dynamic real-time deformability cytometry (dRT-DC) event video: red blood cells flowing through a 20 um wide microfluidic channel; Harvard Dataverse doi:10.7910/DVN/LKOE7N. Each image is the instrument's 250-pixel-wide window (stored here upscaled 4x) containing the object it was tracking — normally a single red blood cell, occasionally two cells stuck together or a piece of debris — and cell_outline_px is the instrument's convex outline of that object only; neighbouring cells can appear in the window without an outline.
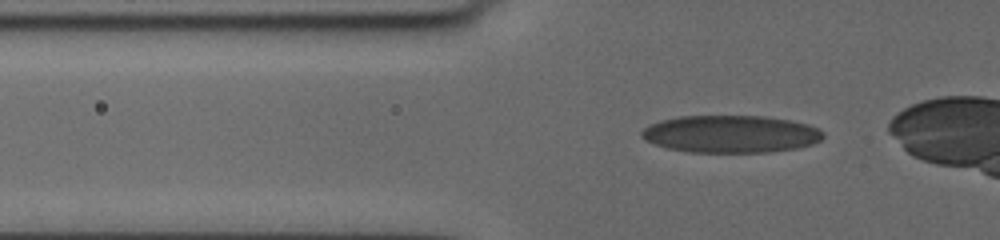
{"species": "human", "species_latin": "Homo sapiens", "temperature_condition": "cold", "stored_images_in_passage": 35, "camera_frame_rate_fps": 3000, "um_per_image_px": 0.085, "donor": {"sex": "female"}, "frame": {"image": 1, "passage_image": 4, "time_ms": 1.0, "image_size_px": [1000, 240], "cell_outline_px": [[824, 136], [820, 140], [812, 144], [796, 148], [768, 152], [688, 152], [668, 148], [644, 140], [640, 136], [640, 132], [644, 128], [660, 120], [680, 116], [764, 116], [788, 120], [808, 124], [820, 128], [824, 132]], "centroid_in_image_um": [62.12, 11.39], "position_along_channel_um": 63.7, "area_um2": 39.59}}
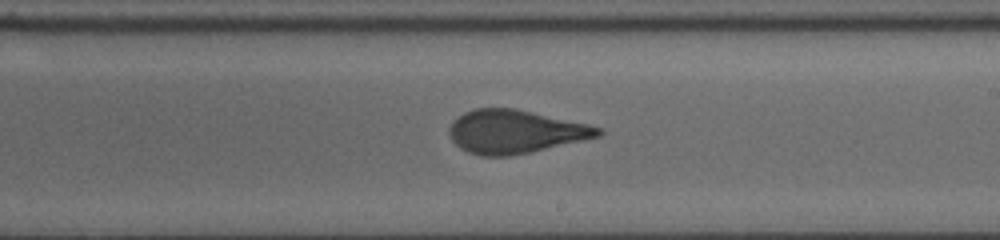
{"frame": {"image": 2, "passage_image": 20, "time_ms": 6.333, "image_size_px": [1000, 240], "cell_outline_px": [[604, 132], [600, 136], [532, 152], [508, 156], [480, 156], [468, 152], [460, 148], [452, 140], [448, 132], [448, 128], [464, 112], [476, 108], [516, 108], [588, 124], [604, 128]], "centroid_in_image_um": [43.81, 11.19], "position_along_channel_um": 245.2, "area_um2": 37.63}}
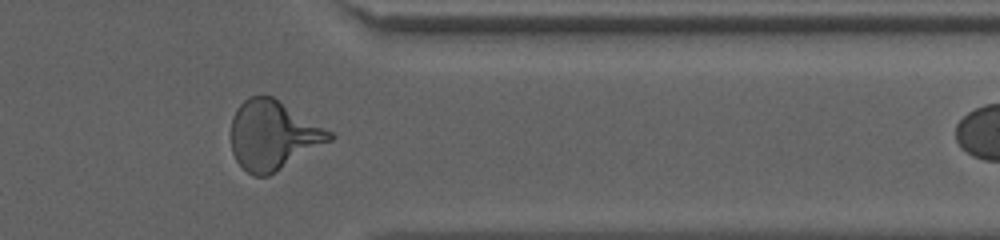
{"frame": {"image": 3, "passage_image": 32, "time_ms": 10.333, "image_size_px": [1000, 240], "cell_outline_px": [[336, 136], [332, 140], [268, 176], [252, 176], [236, 160], [232, 152], [232, 116], [236, 108], [248, 96], [272, 96], [332, 132]], "centroid_in_image_um": [23.2, 11.49], "position_along_channel_um": 388.2, "area_um2": 39.3}}